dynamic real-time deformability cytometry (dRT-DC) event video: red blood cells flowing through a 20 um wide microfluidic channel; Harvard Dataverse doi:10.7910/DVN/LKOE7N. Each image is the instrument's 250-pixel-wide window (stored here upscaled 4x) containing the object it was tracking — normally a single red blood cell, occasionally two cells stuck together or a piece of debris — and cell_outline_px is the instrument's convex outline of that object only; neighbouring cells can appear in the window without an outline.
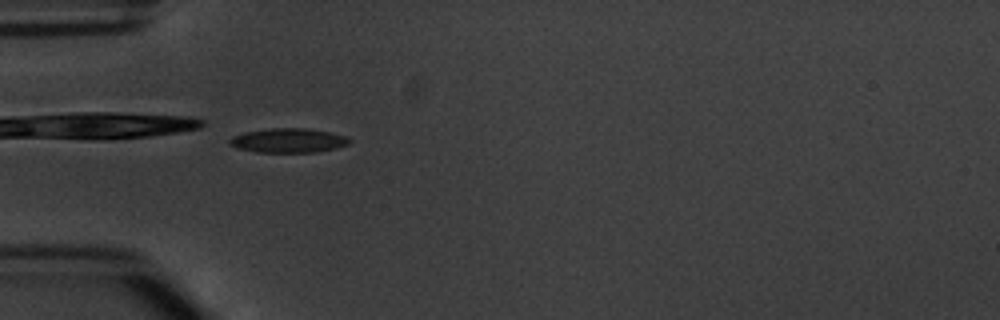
{"species": "common noctule bat (a hibernating species)", "species_latin": "Nyctalus noctula", "temperature_condition": "warm", "stored_images_in_passage": 5, "camera_frame_rate_fps": 3000, "um_per_image_px": 0.085, "animal": {"sex": "male", "body_mass_g": 20.1, "forearm_length_mm": 53.5}, "frame": {"image": 1, "passage_image": 1, "time_ms": 0.0, "image_size_px": [1000, 320], "cell_outline_px": [[352, 140], [348, 144], [336, 148], [316, 152], [256, 152], [236, 148], [228, 144], [228, 140], [232, 136], [244, 132], [272, 128], [304, 128], [328, 132], [348, 136]], "centroid_in_image_um": [24.49, 11.94], "position_along_channel_um": 60.5, "area_um2": 17.05}}
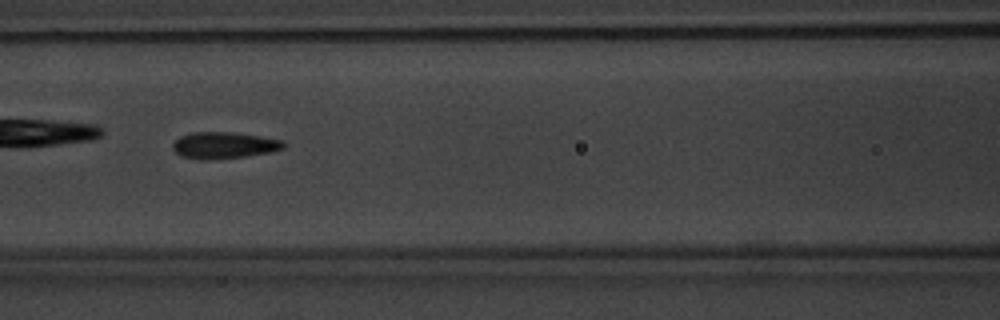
{"frame": {"image": 2, "passage_image": 3, "time_ms": 2.333, "image_size_px": [1000, 320], "cell_outline_px": [[284, 148], [268, 152], [244, 156], [208, 160], [200, 160], [180, 156], [172, 148], [172, 144], [180, 136], [192, 132], [232, 132], [260, 136], [284, 140]], "centroid_in_image_um": [19.0, 12.34], "position_along_channel_um": 147.6, "area_um2": 17.11}}
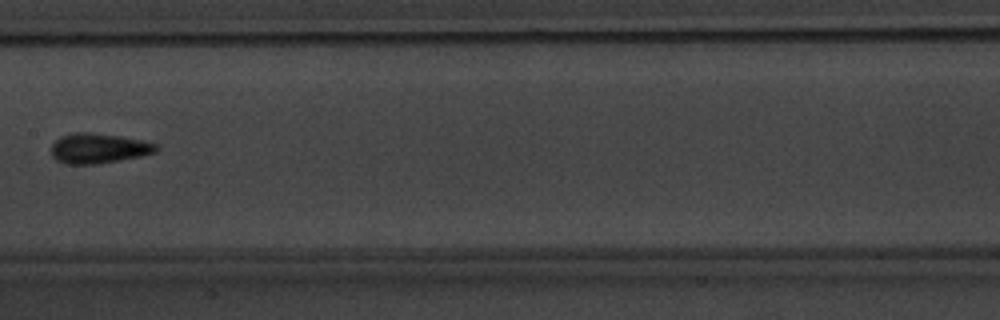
{"frame": {"image": 3, "passage_image": 4, "time_ms": 3.667, "image_size_px": [1000, 320], "cell_outline_px": [[160, 148], [156, 152], [140, 156], [120, 160], [96, 164], [64, 164], [56, 160], [52, 156], [52, 144], [60, 136], [72, 132], [88, 132], [120, 136], [160, 144]], "centroid_in_image_um": [8.38, 12.6], "position_along_channel_um": 199.0, "area_um2": 18.5}}